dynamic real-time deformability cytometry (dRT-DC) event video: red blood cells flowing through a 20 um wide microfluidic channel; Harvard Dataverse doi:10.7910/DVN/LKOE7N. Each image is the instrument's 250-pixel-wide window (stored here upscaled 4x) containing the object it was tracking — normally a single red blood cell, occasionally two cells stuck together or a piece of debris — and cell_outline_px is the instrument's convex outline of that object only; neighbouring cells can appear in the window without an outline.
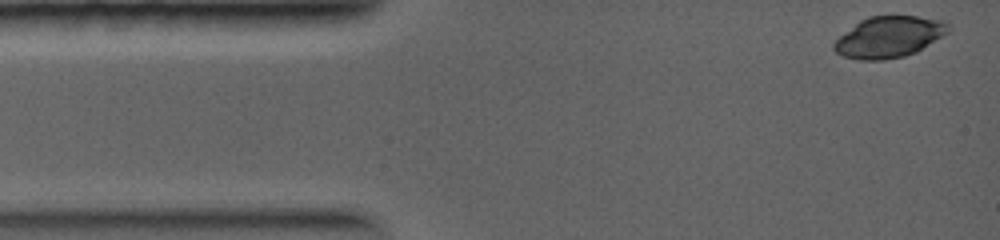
{"species": "common noctule bat (a hibernating species)", "species_latin": "Nyctalus noctula", "temperature_condition": "warm", "stored_images_in_passage": 6, "camera_frame_rate_fps": 5000, "um_per_image_px": 0.085, "animal": {"sex": "female", "body_mass_g": 19.0, "forearm_length_mm": 56.7}, "frame": {"image": 1, "passage_image": 1, "time_ms": 0.0, "image_size_px": [1000, 240], "cell_outline_px": [[948, 32], [916, 52], [904, 56], [884, 60], [860, 60], [844, 56], [836, 52], [832, 48], [832, 44], [840, 36], [860, 20], [868, 16], [916, 16], [944, 20], [948, 24]], "centroid_in_image_um": [75.55, 3.14], "position_along_channel_um": 9.5, "area_um2": 27.22}}
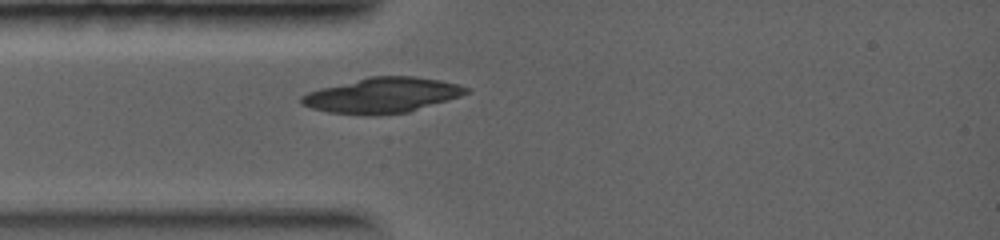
{"frame": {"image": 2, "passage_image": 6, "time_ms": 2.2, "image_size_px": [1000, 240], "cell_outline_px": [[472, 92], [460, 96], [408, 112], [376, 116], [364, 116], [328, 112], [312, 108], [300, 104], [300, 96], [308, 92], [320, 88], [368, 76], [412, 76], [440, 80], [456, 84], [468, 88]], "centroid_in_image_um": [32.45, 8.11], "position_along_channel_um": 52.6, "area_um2": 34.04}}